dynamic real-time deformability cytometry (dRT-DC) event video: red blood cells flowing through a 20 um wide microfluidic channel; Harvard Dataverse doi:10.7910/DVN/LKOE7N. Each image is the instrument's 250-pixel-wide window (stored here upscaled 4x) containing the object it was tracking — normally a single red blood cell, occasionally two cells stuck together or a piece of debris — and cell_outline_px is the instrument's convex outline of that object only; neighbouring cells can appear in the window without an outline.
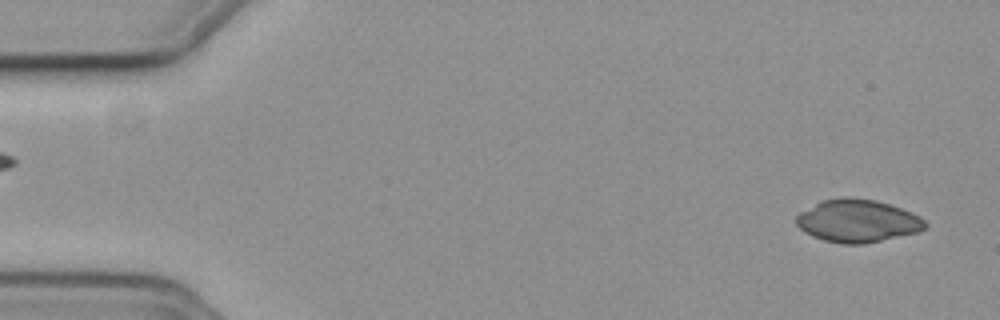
{"species": "common noctule bat (a hibernating species)", "species_latin": "Nyctalus noctula", "temperature_condition": "cold", "stored_images_in_passage": 54, "camera_frame_rate_fps": 3000, "um_per_image_px": 0.085, "animal": {"sex": "female", "body_mass_g": 19.3, "forearm_length_mm": 54.1}, "frame": {"image": 1, "passage_image": 2, "time_ms": 0.333, "image_size_px": [1000, 320], "cell_outline_px": [[928, 224], [920, 232], [864, 244], [844, 244], [824, 240], [812, 236], [804, 232], [796, 224], [796, 216], [800, 212], [820, 200], [844, 196], [848, 196], [876, 200], [912, 212], [920, 216]], "centroid_in_image_um": [72.89, 18.77], "position_along_channel_um": 12.1, "area_um2": 32.37}}